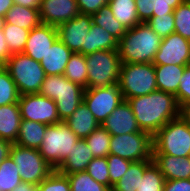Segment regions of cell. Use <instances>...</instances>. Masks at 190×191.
Instances as JSON below:
<instances>
[{
  "mask_svg": "<svg viewBox=\"0 0 190 191\" xmlns=\"http://www.w3.org/2000/svg\"><path fill=\"white\" fill-rule=\"evenodd\" d=\"M109 0H77L80 13L92 15L100 10Z\"/></svg>",
  "mask_w": 190,
  "mask_h": 191,
  "instance_id": "cell-44",
  "label": "cell"
},
{
  "mask_svg": "<svg viewBox=\"0 0 190 191\" xmlns=\"http://www.w3.org/2000/svg\"><path fill=\"white\" fill-rule=\"evenodd\" d=\"M85 58L88 70L86 89L118 84L121 67L118 50L95 51Z\"/></svg>",
  "mask_w": 190,
  "mask_h": 191,
  "instance_id": "cell-8",
  "label": "cell"
},
{
  "mask_svg": "<svg viewBox=\"0 0 190 191\" xmlns=\"http://www.w3.org/2000/svg\"><path fill=\"white\" fill-rule=\"evenodd\" d=\"M123 100L118 84L85 89L83 95V101L100 124Z\"/></svg>",
  "mask_w": 190,
  "mask_h": 191,
  "instance_id": "cell-12",
  "label": "cell"
},
{
  "mask_svg": "<svg viewBox=\"0 0 190 191\" xmlns=\"http://www.w3.org/2000/svg\"><path fill=\"white\" fill-rule=\"evenodd\" d=\"M175 98L178 106L190 102V65L185 66Z\"/></svg>",
  "mask_w": 190,
  "mask_h": 191,
  "instance_id": "cell-42",
  "label": "cell"
},
{
  "mask_svg": "<svg viewBox=\"0 0 190 191\" xmlns=\"http://www.w3.org/2000/svg\"><path fill=\"white\" fill-rule=\"evenodd\" d=\"M4 24H5V17L0 16V29L4 27Z\"/></svg>",
  "mask_w": 190,
  "mask_h": 191,
  "instance_id": "cell-54",
  "label": "cell"
},
{
  "mask_svg": "<svg viewBox=\"0 0 190 191\" xmlns=\"http://www.w3.org/2000/svg\"><path fill=\"white\" fill-rule=\"evenodd\" d=\"M66 175L70 182L71 191H111V189L97 182L86 171Z\"/></svg>",
  "mask_w": 190,
  "mask_h": 191,
  "instance_id": "cell-33",
  "label": "cell"
},
{
  "mask_svg": "<svg viewBox=\"0 0 190 191\" xmlns=\"http://www.w3.org/2000/svg\"><path fill=\"white\" fill-rule=\"evenodd\" d=\"M109 154L131 162L153 160V136L146 131L111 135Z\"/></svg>",
  "mask_w": 190,
  "mask_h": 191,
  "instance_id": "cell-10",
  "label": "cell"
},
{
  "mask_svg": "<svg viewBox=\"0 0 190 191\" xmlns=\"http://www.w3.org/2000/svg\"><path fill=\"white\" fill-rule=\"evenodd\" d=\"M153 160L134 161L130 163L128 170L116 182L111 191H137L140 184V176H143L145 169Z\"/></svg>",
  "mask_w": 190,
  "mask_h": 191,
  "instance_id": "cell-28",
  "label": "cell"
},
{
  "mask_svg": "<svg viewBox=\"0 0 190 191\" xmlns=\"http://www.w3.org/2000/svg\"><path fill=\"white\" fill-rule=\"evenodd\" d=\"M93 179L110 188L107 157H96L91 160L85 170Z\"/></svg>",
  "mask_w": 190,
  "mask_h": 191,
  "instance_id": "cell-38",
  "label": "cell"
},
{
  "mask_svg": "<svg viewBox=\"0 0 190 191\" xmlns=\"http://www.w3.org/2000/svg\"><path fill=\"white\" fill-rule=\"evenodd\" d=\"M4 67L14 80L20 96L39 93L46 76L40 62L22 52L12 54Z\"/></svg>",
  "mask_w": 190,
  "mask_h": 191,
  "instance_id": "cell-6",
  "label": "cell"
},
{
  "mask_svg": "<svg viewBox=\"0 0 190 191\" xmlns=\"http://www.w3.org/2000/svg\"><path fill=\"white\" fill-rule=\"evenodd\" d=\"M107 163L110 177V189H112L113 185L118 182L128 170L131 161L109 154L107 156Z\"/></svg>",
  "mask_w": 190,
  "mask_h": 191,
  "instance_id": "cell-41",
  "label": "cell"
},
{
  "mask_svg": "<svg viewBox=\"0 0 190 191\" xmlns=\"http://www.w3.org/2000/svg\"><path fill=\"white\" fill-rule=\"evenodd\" d=\"M112 13L117 21L127 30L139 25L135 0H109Z\"/></svg>",
  "mask_w": 190,
  "mask_h": 191,
  "instance_id": "cell-27",
  "label": "cell"
},
{
  "mask_svg": "<svg viewBox=\"0 0 190 191\" xmlns=\"http://www.w3.org/2000/svg\"><path fill=\"white\" fill-rule=\"evenodd\" d=\"M162 38L147 23L127 29L118 42L121 63H153Z\"/></svg>",
  "mask_w": 190,
  "mask_h": 191,
  "instance_id": "cell-2",
  "label": "cell"
},
{
  "mask_svg": "<svg viewBox=\"0 0 190 191\" xmlns=\"http://www.w3.org/2000/svg\"><path fill=\"white\" fill-rule=\"evenodd\" d=\"M10 57L11 53L6 43L3 30L0 29V65L4 66Z\"/></svg>",
  "mask_w": 190,
  "mask_h": 191,
  "instance_id": "cell-47",
  "label": "cell"
},
{
  "mask_svg": "<svg viewBox=\"0 0 190 191\" xmlns=\"http://www.w3.org/2000/svg\"><path fill=\"white\" fill-rule=\"evenodd\" d=\"M21 182L17 166L9 155L0 163V191H12Z\"/></svg>",
  "mask_w": 190,
  "mask_h": 191,
  "instance_id": "cell-34",
  "label": "cell"
},
{
  "mask_svg": "<svg viewBox=\"0 0 190 191\" xmlns=\"http://www.w3.org/2000/svg\"><path fill=\"white\" fill-rule=\"evenodd\" d=\"M94 158L107 157L110 151L111 134L100 124L85 138Z\"/></svg>",
  "mask_w": 190,
  "mask_h": 191,
  "instance_id": "cell-31",
  "label": "cell"
},
{
  "mask_svg": "<svg viewBox=\"0 0 190 191\" xmlns=\"http://www.w3.org/2000/svg\"><path fill=\"white\" fill-rule=\"evenodd\" d=\"M101 125L111 135H123L142 131L137 125L131 105L126 100H123Z\"/></svg>",
  "mask_w": 190,
  "mask_h": 191,
  "instance_id": "cell-17",
  "label": "cell"
},
{
  "mask_svg": "<svg viewBox=\"0 0 190 191\" xmlns=\"http://www.w3.org/2000/svg\"><path fill=\"white\" fill-rule=\"evenodd\" d=\"M92 152L85 139H78L66 159L56 169L61 174L85 171L93 159Z\"/></svg>",
  "mask_w": 190,
  "mask_h": 191,
  "instance_id": "cell-20",
  "label": "cell"
},
{
  "mask_svg": "<svg viewBox=\"0 0 190 191\" xmlns=\"http://www.w3.org/2000/svg\"><path fill=\"white\" fill-rule=\"evenodd\" d=\"M38 191H71V187L68 177L54 170L38 185Z\"/></svg>",
  "mask_w": 190,
  "mask_h": 191,
  "instance_id": "cell-39",
  "label": "cell"
},
{
  "mask_svg": "<svg viewBox=\"0 0 190 191\" xmlns=\"http://www.w3.org/2000/svg\"><path fill=\"white\" fill-rule=\"evenodd\" d=\"M5 23L31 31L41 24L39 9L13 4L5 15Z\"/></svg>",
  "mask_w": 190,
  "mask_h": 191,
  "instance_id": "cell-24",
  "label": "cell"
},
{
  "mask_svg": "<svg viewBox=\"0 0 190 191\" xmlns=\"http://www.w3.org/2000/svg\"><path fill=\"white\" fill-rule=\"evenodd\" d=\"M118 40L97 24H92L86 39V55L101 50H118Z\"/></svg>",
  "mask_w": 190,
  "mask_h": 191,
  "instance_id": "cell-26",
  "label": "cell"
},
{
  "mask_svg": "<svg viewBox=\"0 0 190 191\" xmlns=\"http://www.w3.org/2000/svg\"><path fill=\"white\" fill-rule=\"evenodd\" d=\"M153 154L190 156V126L180 117L165 124L153 135Z\"/></svg>",
  "mask_w": 190,
  "mask_h": 191,
  "instance_id": "cell-7",
  "label": "cell"
},
{
  "mask_svg": "<svg viewBox=\"0 0 190 191\" xmlns=\"http://www.w3.org/2000/svg\"><path fill=\"white\" fill-rule=\"evenodd\" d=\"M165 179L159 167L152 162L140 176L139 189L137 191H163Z\"/></svg>",
  "mask_w": 190,
  "mask_h": 191,
  "instance_id": "cell-36",
  "label": "cell"
},
{
  "mask_svg": "<svg viewBox=\"0 0 190 191\" xmlns=\"http://www.w3.org/2000/svg\"><path fill=\"white\" fill-rule=\"evenodd\" d=\"M173 11V2L156 0L155 10H153V17H159V15L173 14Z\"/></svg>",
  "mask_w": 190,
  "mask_h": 191,
  "instance_id": "cell-46",
  "label": "cell"
},
{
  "mask_svg": "<svg viewBox=\"0 0 190 191\" xmlns=\"http://www.w3.org/2000/svg\"><path fill=\"white\" fill-rule=\"evenodd\" d=\"M163 191H190V179L165 180Z\"/></svg>",
  "mask_w": 190,
  "mask_h": 191,
  "instance_id": "cell-45",
  "label": "cell"
},
{
  "mask_svg": "<svg viewBox=\"0 0 190 191\" xmlns=\"http://www.w3.org/2000/svg\"><path fill=\"white\" fill-rule=\"evenodd\" d=\"M46 128L45 124L21 119L15 144L25 148L38 149L43 141Z\"/></svg>",
  "mask_w": 190,
  "mask_h": 191,
  "instance_id": "cell-25",
  "label": "cell"
},
{
  "mask_svg": "<svg viewBox=\"0 0 190 191\" xmlns=\"http://www.w3.org/2000/svg\"><path fill=\"white\" fill-rule=\"evenodd\" d=\"M80 13L77 0H41L39 14L42 24L59 26Z\"/></svg>",
  "mask_w": 190,
  "mask_h": 191,
  "instance_id": "cell-15",
  "label": "cell"
},
{
  "mask_svg": "<svg viewBox=\"0 0 190 191\" xmlns=\"http://www.w3.org/2000/svg\"><path fill=\"white\" fill-rule=\"evenodd\" d=\"M2 30L11 55L22 53L25 49L30 30L8 23L4 24Z\"/></svg>",
  "mask_w": 190,
  "mask_h": 191,
  "instance_id": "cell-32",
  "label": "cell"
},
{
  "mask_svg": "<svg viewBox=\"0 0 190 191\" xmlns=\"http://www.w3.org/2000/svg\"><path fill=\"white\" fill-rule=\"evenodd\" d=\"M10 156L17 166L22 182L38 186L54 171L38 149L12 144Z\"/></svg>",
  "mask_w": 190,
  "mask_h": 191,
  "instance_id": "cell-9",
  "label": "cell"
},
{
  "mask_svg": "<svg viewBox=\"0 0 190 191\" xmlns=\"http://www.w3.org/2000/svg\"><path fill=\"white\" fill-rule=\"evenodd\" d=\"M158 90L176 95L185 66L154 65Z\"/></svg>",
  "mask_w": 190,
  "mask_h": 191,
  "instance_id": "cell-23",
  "label": "cell"
},
{
  "mask_svg": "<svg viewBox=\"0 0 190 191\" xmlns=\"http://www.w3.org/2000/svg\"><path fill=\"white\" fill-rule=\"evenodd\" d=\"M152 159L159 167L165 180L190 179V156L176 157L168 154H153Z\"/></svg>",
  "mask_w": 190,
  "mask_h": 191,
  "instance_id": "cell-18",
  "label": "cell"
},
{
  "mask_svg": "<svg viewBox=\"0 0 190 191\" xmlns=\"http://www.w3.org/2000/svg\"><path fill=\"white\" fill-rule=\"evenodd\" d=\"M12 191H38V186L26 182H21Z\"/></svg>",
  "mask_w": 190,
  "mask_h": 191,
  "instance_id": "cell-51",
  "label": "cell"
},
{
  "mask_svg": "<svg viewBox=\"0 0 190 191\" xmlns=\"http://www.w3.org/2000/svg\"><path fill=\"white\" fill-rule=\"evenodd\" d=\"M63 75L69 81L86 89L88 87V70L85 55L73 53L65 67Z\"/></svg>",
  "mask_w": 190,
  "mask_h": 191,
  "instance_id": "cell-29",
  "label": "cell"
},
{
  "mask_svg": "<svg viewBox=\"0 0 190 191\" xmlns=\"http://www.w3.org/2000/svg\"><path fill=\"white\" fill-rule=\"evenodd\" d=\"M119 88L124 100L147 95L157 90L153 63H121Z\"/></svg>",
  "mask_w": 190,
  "mask_h": 191,
  "instance_id": "cell-4",
  "label": "cell"
},
{
  "mask_svg": "<svg viewBox=\"0 0 190 191\" xmlns=\"http://www.w3.org/2000/svg\"><path fill=\"white\" fill-rule=\"evenodd\" d=\"M41 0H13V4H19L24 7L39 9Z\"/></svg>",
  "mask_w": 190,
  "mask_h": 191,
  "instance_id": "cell-50",
  "label": "cell"
},
{
  "mask_svg": "<svg viewBox=\"0 0 190 191\" xmlns=\"http://www.w3.org/2000/svg\"><path fill=\"white\" fill-rule=\"evenodd\" d=\"M175 33L190 41V1H183L173 11Z\"/></svg>",
  "mask_w": 190,
  "mask_h": 191,
  "instance_id": "cell-37",
  "label": "cell"
},
{
  "mask_svg": "<svg viewBox=\"0 0 190 191\" xmlns=\"http://www.w3.org/2000/svg\"><path fill=\"white\" fill-rule=\"evenodd\" d=\"M76 134L65 121L47 125L43 141L38 148L45 161L56 170L78 141Z\"/></svg>",
  "mask_w": 190,
  "mask_h": 191,
  "instance_id": "cell-5",
  "label": "cell"
},
{
  "mask_svg": "<svg viewBox=\"0 0 190 191\" xmlns=\"http://www.w3.org/2000/svg\"><path fill=\"white\" fill-rule=\"evenodd\" d=\"M57 38L58 34L55 26L41 23L29 32L23 53L35 61L41 62Z\"/></svg>",
  "mask_w": 190,
  "mask_h": 191,
  "instance_id": "cell-16",
  "label": "cell"
},
{
  "mask_svg": "<svg viewBox=\"0 0 190 191\" xmlns=\"http://www.w3.org/2000/svg\"><path fill=\"white\" fill-rule=\"evenodd\" d=\"M12 143L0 138V163L10 155Z\"/></svg>",
  "mask_w": 190,
  "mask_h": 191,
  "instance_id": "cell-48",
  "label": "cell"
},
{
  "mask_svg": "<svg viewBox=\"0 0 190 191\" xmlns=\"http://www.w3.org/2000/svg\"><path fill=\"white\" fill-rule=\"evenodd\" d=\"M73 52L57 38L48 49L40 64L45 75H62Z\"/></svg>",
  "mask_w": 190,
  "mask_h": 191,
  "instance_id": "cell-19",
  "label": "cell"
},
{
  "mask_svg": "<svg viewBox=\"0 0 190 191\" xmlns=\"http://www.w3.org/2000/svg\"><path fill=\"white\" fill-rule=\"evenodd\" d=\"M21 114L18 103L0 106V138L15 144L19 133Z\"/></svg>",
  "mask_w": 190,
  "mask_h": 191,
  "instance_id": "cell-22",
  "label": "cell"
},
{
  "mask_svg": "<svg viewBox=\"0 0 190 191\" xmlns=\"http://www.w3.org/2000/svg\"><path fill=\"white\" fill-rule=\"evenodd\" d=\"M65 122L79 139H85L100 126L84 101Z\"/></svg>",
  "mask_w": 190,
  "mask_h": 191,
  "instance_id": "cell-21",
  "label": "cell"
},
{
  "mask_svg": "<svg viewBox=\"0 0 190 191\" xmlns=\"http://www.w3.org/2000/svg\"><path fill=\"white\" fill-rule=\"evenodd\" d=\"M138 127L156 134L169 121L179 117V106L173 94L155 90L147 95L129 98Z\"/></svg>",
  "mask_w": 190,
  "mask_h": 191,
  "instance_id": "cell-1",
  "label": "cell"
},
{
  "mask_svg": "<svg viewBox=\"0 0 190 191\" xmlns=\"http://www.w3.org/2000/svg\"><path fill=\"white\" fill-rule=\"evenodd\" d=\"M179 117L190 126V102L179 106Z\"/></svg>",
  "mask_w": 190,
  "mask_h": 191,
  "instance_id": "cell-49",
  "label": "cell"
},
{
  "mask_svg": "<svg viewBox=\"0 0 190 191\" xmlns=\"http://www.w3.org/2000/svg\"><path fill=\"white\" fill-rule=\"evenodd\" d=\"M82 86L69 81L62 75H47L39 94L55 101L60 121L67 120L83 101Z\"/></svg>",
  "mask_w": 190,
  "mask_h": 191,
  "instance_id": "cell-3",
  "label": "cell"
},
{
  "mask_svg": "<svg viewBox=\"0 0 190 191\" xmlns=\"http://www.w3.org/2000/svg\"><path fill=\"white\" fill-rule=\"evenodd\" d=\"M91 16L94 24L102 27L118 41L124 36L126 29L115 19L108 4L104 5L100 10Z\"/></svg>",
  "mask_w": 190,
  "mask_h": 191,
  "instance_id": "cell-30",
  "label": "cell"
},
{
  "mask_svg": "<svg viewBox=\"0 0 190 191\" xmlns=\"http://www.w3.org/2000/svg\"><path fill=\"white\" fill-rule=\"evenodd\" d=\"M153 64L190 65V41L177 33H172L162 38L159 50L155 54Z\"/></svg>",
  "mask_w": 190,
  "mask_h": 191,
  "instance_id": "cell-14",
  "label": "cell"
},
{
  "mask_svg": "<svg viewBox=\"0 0 190 191\" xmlns=\"http://www.w3.org/2000/svg\"><path fill=\"white\" fill-rule=\"evenodd\" d=\"M21 119L42 123L57 124L60 121L54 100L39 93L25 94L19 97Z\"/></svg>",
  "mask_w": 190,
  "mask_h": 191,
  "instance_id": "cell-11",
  "label": "cell"
},
{
  "mask_svg": "<svg viewBox=\"0 0 190 191\" xmlns=\"http://www.w3.org/2000/svg\"><path fill=\"white\" fill-rule=\"evenodd\" d=\"M137 16L141 23H147L153 17L156 0H135Z\"/></svg>",
  "mask_w": 190,
  "mask_h": 191,
  "instance_id": "cell-43",
  "label": "cell"
},
{
  "mask_svg": "<svg viewBox=\"0 0 190 191\" xmlns=\"http://www.w3.org/2000/svg\"><path fill=\"white\" fill-rule=\"evenodd\" d=\"M165 2H173V9L177 8L185 0H164Z\"/></svg>",
  "mask_w": 190,
  "mask_h": 191,
  "instance_id": "cell-53",
  "label": "cell"
},
{
  "mask_svg": "<svg viewBox=\"0 0 190 191\" xmlns=\"http://www.w3.org/2000/svg\"><path fill=\"white\" fill-rule=\"evenodd\" d=\"M92 24L91 15L79 13L75 18L56 27L58 38L73 53L86 56V39Z\"/></svg>",
  "mask_w": 190,
  "mask_h": 191,
  "instance_id": "cell-13",
  "label": "cell"
},
{
  "mask_svg": "<svg viewBox=\"0 0 190 191\" xmlns=\"http://www.w3.org/2000/svg\"><path fill=\"white\" fill-rule=\"evenodd\" d=\"M147 24L161 38H165L172 33H175L174 15H159V17H151Z\"/></svg>",
  "mask_w": 190,
  "mask_h": 191,
  "instance_id": "cell-40",
  "label": "cell"
},
{
  "mask_svg": "<svg viewBox=\"0 0 190 191\" xmlns=\"http://www.w3.org/2000/svg\"><path fill=\"white\" fill-rule=\"evenodd\" d=\"M13 6V0H0V16L5 17L6 13Z\"/></svg>",
  "mask_w": 190,
  "mask_h": 191,
  "instance_id": "cell-52",
  "label": "cell"
},
{
  "mask_svg": "<svg viewBox=\"0 0 190 191\" xmlns=\"http://www.w3.org/2000/svg\"><path fill=\"white\" fill-rule=\"evenodd\" d=\"M20 94L14 80L4 66L0 67V106L18 103Z\"/></svg>",
  "mask_w": 190,
  "mask_h": 191,
  "instance_id": "cell-35",
  "label": "cell"
}]
</instances>
